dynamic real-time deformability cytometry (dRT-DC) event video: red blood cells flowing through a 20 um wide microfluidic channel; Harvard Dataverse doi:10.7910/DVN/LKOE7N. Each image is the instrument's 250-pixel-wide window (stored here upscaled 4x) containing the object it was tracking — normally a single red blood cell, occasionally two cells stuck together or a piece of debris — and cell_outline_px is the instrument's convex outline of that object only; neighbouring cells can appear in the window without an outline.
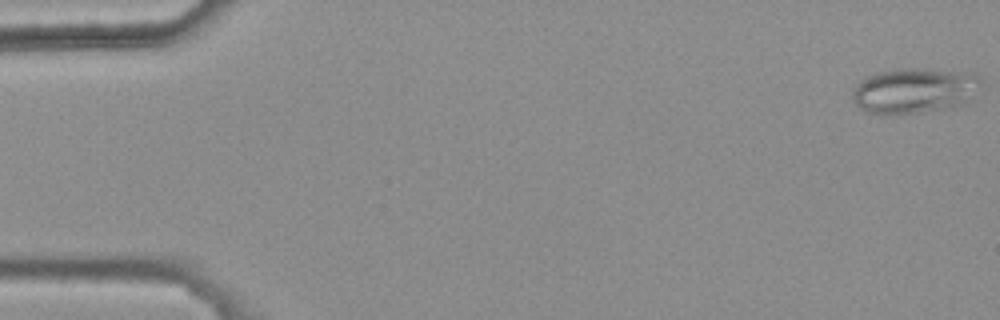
{"species": "common noctule bat (a hibernating species)", "species_latin": "Nyctalus noctula", "temperature_condition": "warm", "stored_images_in_passage": 49, "camera_frame_rate_fps": 3000, "um_per_image_px": 0.085, "animal": {"sex": "female", "body_mass_g": 25.1}, "frame": {"image": 1, "passage_image": 1, "time_ms": 0.0, "image_size_px": [1000, 320], "cell_outline_px": [[980, 80], [968, 100], [964, 104], [952, 108], [892, 116], [884, 116], [864, 112], [852, 100], [852, 92], [856, 84], [864, 76], [880, 72], [900, 68], [924, 68], [976, 72], [980, 76]], "centroid_in_image_um": [77.66, 7.71], "position_along_channel_um": 7.3, "area_um2": 34.8}}
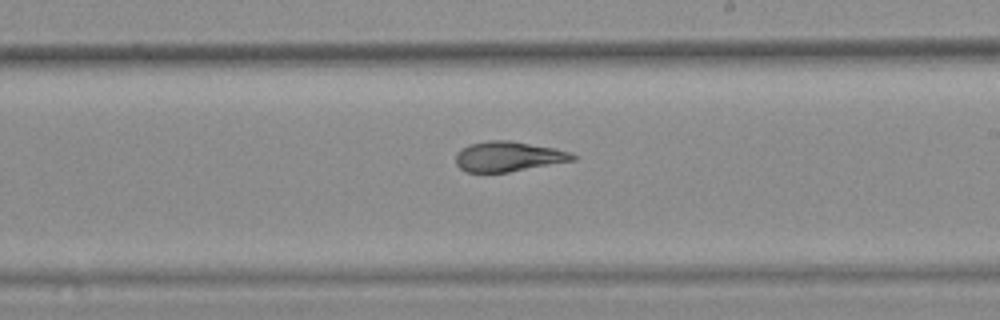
{"frame": {"image": 2, "passage_image": 32, "time_ms": 10.333, "image_size_px": [1000, 320], "cell_outline_px": [[580, 156], [576, 160], [508, 172], [468, 172], [460, 168], [456, 164], [456, 152], [460, 148], [468, 144], [488, 140], [508, 140], [556, 148], [572, 152]], "centroid_in_image_um": [43.23, 13.29], "position_along_channel_um": 245.8, "area_um2": 20.75}}
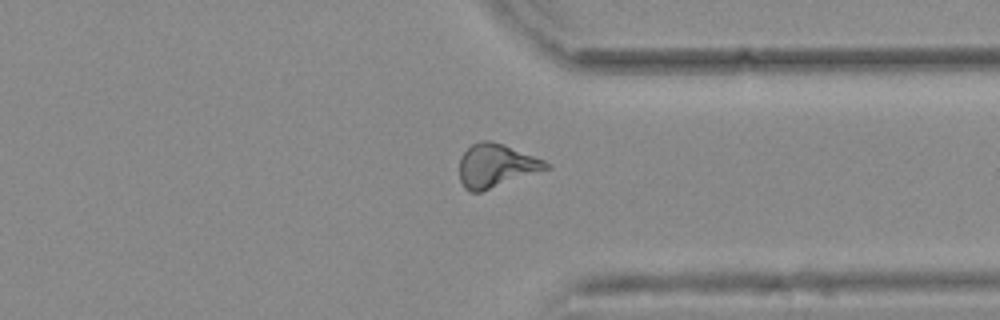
{"frame": {"image": 3, "passage_image": 42, "time_ms": 13.667, "image_size_px": [1000, 320], "cell_outline_px": [[552, 168], [480, 192], [468, 192], [464, 188], [460, 180], [460, 156], [472, 144], [480, 140], [492, 140], [504, 144], [544, 160]], "centroid_in_image_um": [42.16, 14.08], "position_along_channel_um": 369.2, "area_um2": 22.02}, "authors_computed_cell_mechanics": {"area_um2": 21.5594, "velocity_mm_per_s": 3.7239, "shape_relaxation_time_tau1_ms": null, "shape_relaxation_time_tau2_ms": 3.3335, "deformation_change_tau1": null, "deformation_change_tau2": 0.1043}}